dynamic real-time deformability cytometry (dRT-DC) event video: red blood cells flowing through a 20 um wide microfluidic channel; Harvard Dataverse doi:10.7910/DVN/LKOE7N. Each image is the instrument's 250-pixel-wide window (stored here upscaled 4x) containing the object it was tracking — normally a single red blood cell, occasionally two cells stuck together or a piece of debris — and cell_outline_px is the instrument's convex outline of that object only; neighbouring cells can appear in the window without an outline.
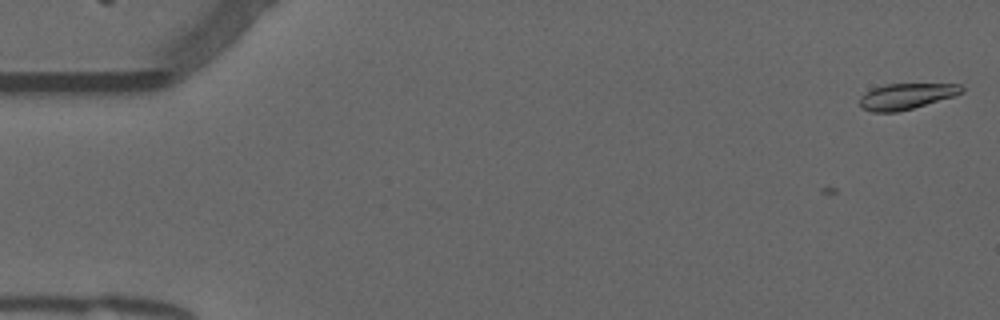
{"species": "common noctule bat (a hibernating species)", "species_latin": "Nyctalus noctula", "temperature_condition": "warm", "stored_images_in_passage": 11, "camera_frame_rate_fps": 3000, "um_per_image_px": 0.085, "animal": {"sex": "male", "forearm_length_mm": 52.5}, "frame": {"image": 1, "passage_image": 1, "time_ms": 0.0, "image_size_px": [1000, 320], "cell_outline_px": [[964, 92], [952, 96], [912, 108], [896, 112], [872, 112], [864, 108], [860, 104], [860, 96], [872, 88], [884, 84], [960, 84], [964, 88]], "centroid_in_image_um": [77.01, 8.17], "position_along_channel_um": 8.0, "area_um2": 15.14}}